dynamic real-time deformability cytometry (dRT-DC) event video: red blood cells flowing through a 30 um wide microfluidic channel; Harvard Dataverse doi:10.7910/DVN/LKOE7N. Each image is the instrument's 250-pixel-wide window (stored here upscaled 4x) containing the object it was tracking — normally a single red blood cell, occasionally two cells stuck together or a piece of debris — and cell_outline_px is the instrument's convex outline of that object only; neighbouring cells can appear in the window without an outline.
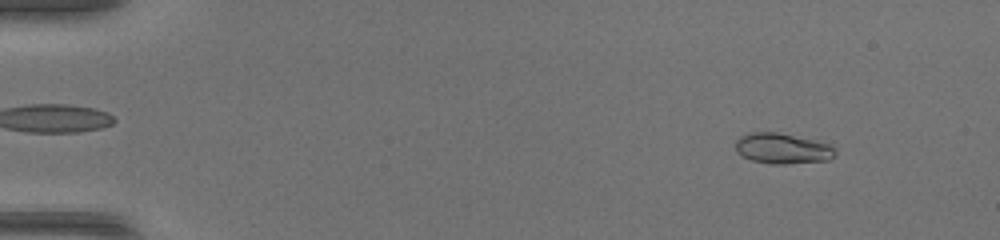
{"species": "common noctule bat (a hibernating species)", "species_latin": "Nyctalus noctula", "temperature_condition": "warm", "stored_images_in_passage": 47, "camera_frame_rate_fps": 3000, "um_per_image_px": 0.085, "animal": {"sex": "female", "body_mass_g": 17.0, "forearm_length_mm": 48.0}, "frame": {"image": 1, "passage_image": 5, "time_ms": 1.333, "image_size_px": [1000, 240], "cell_outline_px": [[836, 156], [828, 160], [784, 164], [772, 164], [752, 160], [736, 152], [736, 140], [740, 136], [752, 132], [776, 132], [812, 140], [828, 144], [836, 148]], "centroid_in_image_um": [66.51, 12.63], "position_along_channel_um": 18.5, "area_um2": 17.57}}
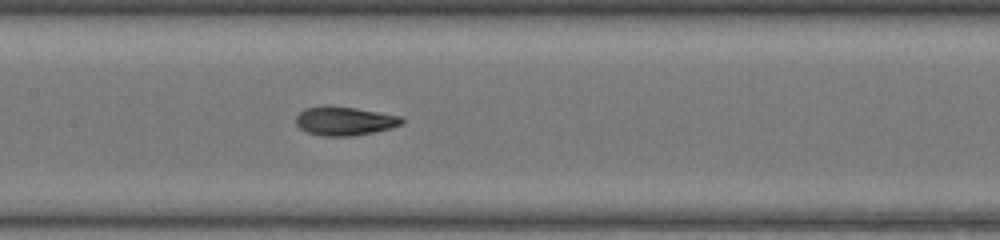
{"frame": {"image": 2, "passage_image": 24, "time_ms": 7.667, "image_size_px": [1000, 240], "cell_outline_px": [[404, 124], [392, 128], [352, 136], [320, 136], [308, 132], [300, 128], [296, 124], [296, 116], [304, 108], [324, 104], [328, 104], [400, 116], [404, 120]], "centroid_in_image_um": [29.25, 10.27], "position_along_channel_um": 178.1, "area_um2": 17.86}}
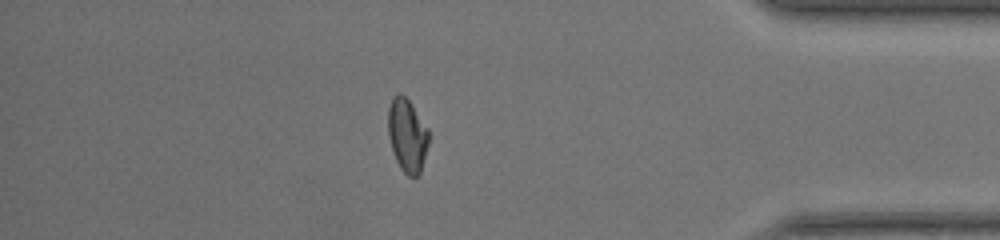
{"frame": {"image": 3, "passage_image": 41, "time_ms": 13.333, "image_size_px": [1000, 240], "cell_outline_px": [[428, 144], [420, 172], [416, 176], [408, 176], [400, 168], [396, 160], [388, 136], [388, 108], [392, 96], [400, 92], [408, 100], [428, 128]], "centroid_in_image_um": [34.59, 11.48], "position_along_channel_um": 400.6, "area_um2": 17.17}}